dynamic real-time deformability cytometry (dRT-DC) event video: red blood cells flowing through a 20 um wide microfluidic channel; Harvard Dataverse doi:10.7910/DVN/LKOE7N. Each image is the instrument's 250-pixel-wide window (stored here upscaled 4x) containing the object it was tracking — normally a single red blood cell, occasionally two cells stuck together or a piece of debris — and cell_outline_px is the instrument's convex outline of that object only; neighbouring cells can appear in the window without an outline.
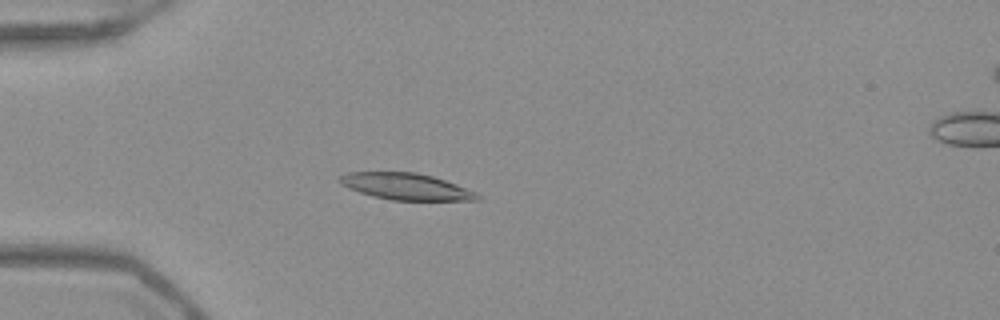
{"species": "Egyptian fruit bat (a non-hibernating species)", "species_latin": "Rousettus aegyptiacus", "temperature_condition": "warm", "stored_images_in_passage": 52, "camera_frame_rate_fps": 3000, "um_per_image_px": 0.085, "frame": {"image": 1, "passage_image": 15, "time_ms": 4.667, "image_size_px": [1000, 320], "cell_outline_px": [[480, 200], [392, 200], [372, 196], [348, 188], [340, 184], [336, 180], [340, 176], [348, 172], [416, 172], [432, 176], [456, 184], [476, 192], [480, 196]], "centroid_in_image_um": [34.47, 15.85], "position_along_channel_um": 50.5, "area_um2": 21.27}}
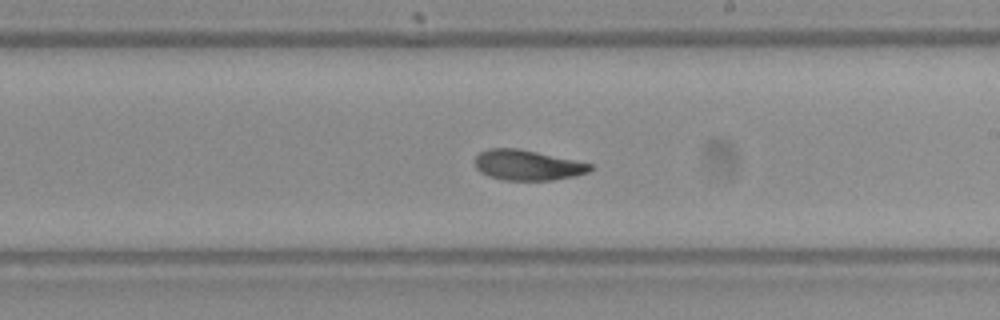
{"frame": {"image": 2, "passage_image": 31, "time_ms": 10.0, "image_size_px": [1000, 320], "cell_outline_px": [[596, 168], [588, 172], [576, 176], [552, 180], [504, 180], [488, 176], [480, 172], [476, 168], [476, 156], [480, 152], [488, 148], [516, 148], [536, 152], [592, 164]], "centroid_in_image_um": [44.84, 14.04], "position_along_channel_um": 244.2, "area_um2": 20.29}}
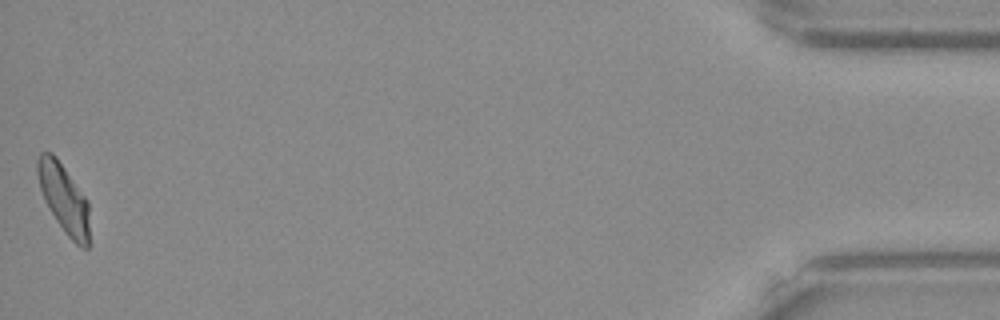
{"frame": {"image": 3, "passage_image": 52, "time_ms": 17.0, "image_size_px": [1000, 320], "cell_outline_px": [[88, 248], [80, 248], [64, 232], [56, 220], [44, 200], [40, 188], [36, 172], [36, 160], [40, 152], [52, 152], [56, 156], [88, 200]], "centroid_in_image_um": [5.4, 16.84], "position_along_channel_um": 429.8, "area_um2": 20.87}, "authors_computed_cell_mechanics": {"area_um2": 21.3282, "velocity_mm_per_s": 3.9263, "shape_relaxation_time_tau1_ms": 5.2595, "shape_relaxation_time_tau2_ms": 2.3642, "deformation_change_tau1": 0.1571, "deformation_change_tau2": 0.0836}}